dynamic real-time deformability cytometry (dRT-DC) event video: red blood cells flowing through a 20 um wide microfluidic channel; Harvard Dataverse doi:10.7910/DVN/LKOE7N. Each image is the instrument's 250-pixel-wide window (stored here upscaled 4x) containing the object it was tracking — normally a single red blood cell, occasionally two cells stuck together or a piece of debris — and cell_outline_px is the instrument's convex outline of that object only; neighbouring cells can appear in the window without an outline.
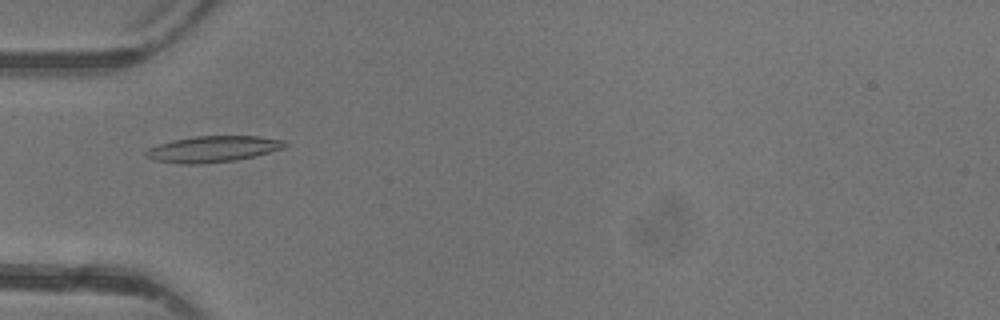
{"species": "common noctule bat (a hibernating species)", "species_latin": "Nyctalus noctula", "temperature_condition": "warm", "stored_images_in_passage": 1, "camera_frame_rate_fps": 3000, "um_per_image_px": 0.085, "animal": {"sex": "female"}, "frame": {"image": 1, "passage_image": 1, "time_ms": 0.0, "image_size_px": [1000, 320], "cell_outline_px": [[288, 144], [284, 148], [256, 156], [236, 160], [200, 164], [180, 164], [156, 160], [144, 156], [144, 152], [148, 148], [172, 140], [192, 136], [256, 136], [288, 140]], "centroid_in_image_um": [18.13, 12.66], "position_along_channel_um": 66.9, "area_um2": 21.39}}